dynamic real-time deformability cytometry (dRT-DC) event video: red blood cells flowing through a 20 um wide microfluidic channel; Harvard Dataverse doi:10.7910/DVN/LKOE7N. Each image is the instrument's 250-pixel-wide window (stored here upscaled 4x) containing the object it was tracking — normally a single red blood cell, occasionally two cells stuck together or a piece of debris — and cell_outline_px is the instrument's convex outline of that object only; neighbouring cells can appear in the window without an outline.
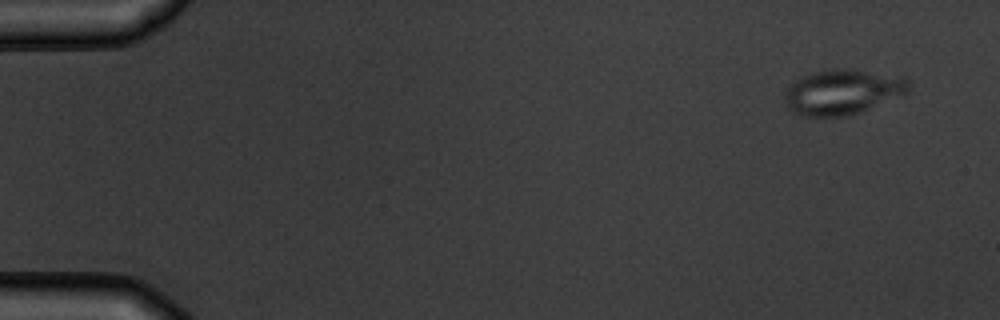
{"species": "common noctule bat (a hibernating species)", "species_latin": "Nyctalus noctula", "temperature_condition": "warm", "stored_images_in_passage": 4, "camera_frame_rate_fps": 3000, "um_per_image_px": 0.085, "animal": {"sex": "male", "body_mass_g": 19.5, "forearm_length_mm": 54.6}, "frame": {"image": 1, "passage_image": 1, "time_ms": 0.0, "image_size_px": [1000, 320], "cell_outline_px": [[912, 84], [908, 92], [860, 112], [848, 116], [804, 116], [792, 112], [788, 108], [784, 96], [788, 84], [800, 76], [820, 68], [848, 68], [908, 76]], "centroid_in_image_um": [71.62, 7.77], "position_along_channel_um": 13.4, "area_um2": 33.47}}